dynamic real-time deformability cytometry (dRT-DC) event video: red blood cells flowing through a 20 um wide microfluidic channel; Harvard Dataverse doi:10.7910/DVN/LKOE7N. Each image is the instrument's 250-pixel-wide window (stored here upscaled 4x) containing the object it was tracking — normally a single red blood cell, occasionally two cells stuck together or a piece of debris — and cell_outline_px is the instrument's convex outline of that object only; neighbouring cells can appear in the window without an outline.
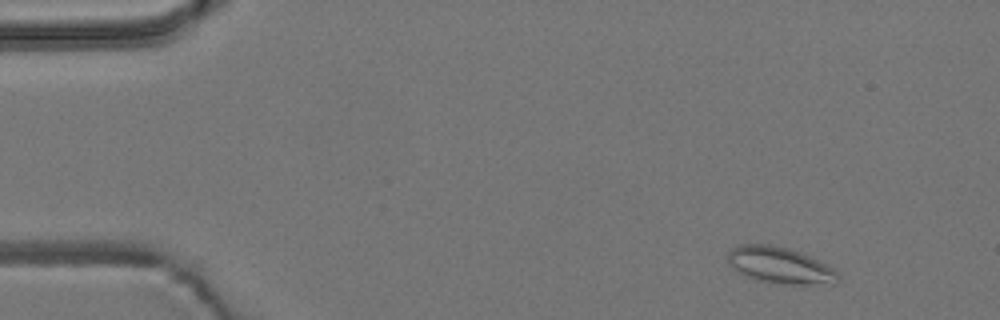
{"species": "common noctule bat (a hibernating species)", "species_latin": "Nyctalus noctula", "temperature_condition": "room temperature", "stored_images_in_passage": 3, "camera_frame_rate_fps": 3000, "um_per_image_px": 0.085, "animal": {"sex": "male", "body_mass_g": 19.2, "forearm_length_mm": 51.8}, "frame": {"image": 1, "passage_image": 1, "time_ms": 0.0, "image_size_px": [1000, 320], "cell_outline_px": [[840, 280], [836, 284], [780, 284], [760, 280], [744, 276], [732, 268], [728, 264], [728, 252], [732, 248], [740, 244], [768, 244], [788, 248], [800, 252], [836, 268], [840, 276]], "centroid_in_image_um": [66.33, 22.56], "position_along_channel_um": 18.7, "area_um2": 23.7}}